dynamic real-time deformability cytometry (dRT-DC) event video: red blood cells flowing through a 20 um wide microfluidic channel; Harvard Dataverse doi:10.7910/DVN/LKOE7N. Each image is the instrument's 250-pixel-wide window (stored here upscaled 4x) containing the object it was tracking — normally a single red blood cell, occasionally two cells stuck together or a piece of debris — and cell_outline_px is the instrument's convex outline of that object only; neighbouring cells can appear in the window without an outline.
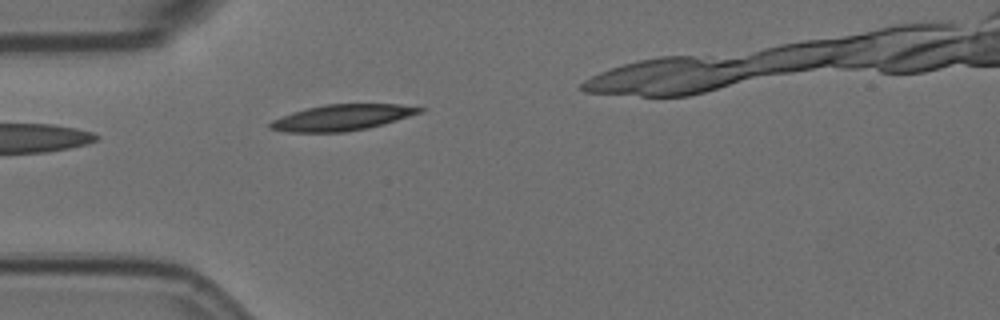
{"species": "Egyptian fruit bat (a non-hibernating species)", "species_latin": "Rousettus aegyptiacus", "temperature_condition": "room temperature", "stored_images_in_passage": 3, "camera_frame_rate_fps": 3000, "um_per_image_px": 0.085, "animal": {"sex": "female"}, "frame": {"image": 1, "passage_image": 3, "time_ms": 0.667, "image_size_px": [1000, 320], "cell_outline_px": [[424, 112], [384, 124], [368, 128], [344, 132], [284, 132], [268, 128], [268, 124], [272, 120], [292, 112], [324, 104], [400, 104], [424, 108]], "centroid_in_image_um": [29.08, 9.99], "position_along_channel_um": 55.9, "area_um2": 22.72}}